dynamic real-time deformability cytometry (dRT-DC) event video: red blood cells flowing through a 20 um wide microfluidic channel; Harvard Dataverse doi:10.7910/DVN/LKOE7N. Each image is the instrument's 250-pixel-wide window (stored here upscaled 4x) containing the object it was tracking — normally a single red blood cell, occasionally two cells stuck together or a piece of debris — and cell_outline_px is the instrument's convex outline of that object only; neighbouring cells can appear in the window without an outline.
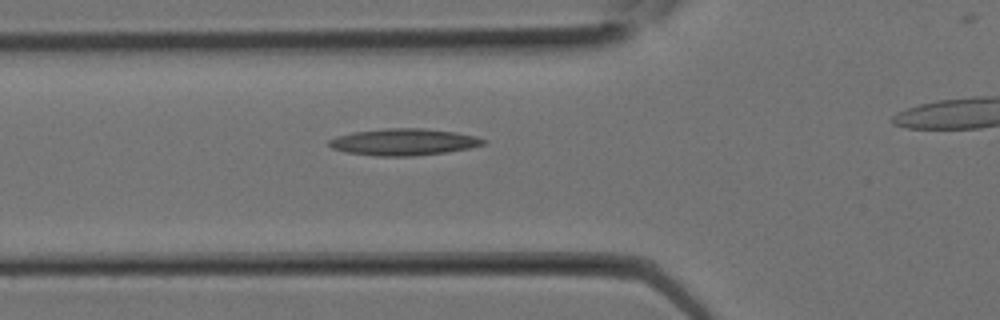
{"species": "Egyptian fruit bat (a non-hibernating species)", "species_latin": "Rousettus aegyptiacus", "temperature_condition": "room temperature", "stored_images_in_passage": 16, "camera_frame_rate_fps": 3000, "um_per_image_px": 0.085, "animal": {"sex": "female"}, "frame": {"image": 1, "passage_image": 4, "time_ms": 1.0, "image_size_px": [1000, 320], "cell_outline_px": [[488, 140], [484, 144], [468, 148], [444, 152], [412, 156], [376, 156], [348, 152], [332, 148], [328, 144], [328, 140], [336, 136], [352, 132], [384, 128], [424, 128], [456, 132], [476, 136]], "centroid_in_image_um": [34.3, 12.06], "position_along_channel_um": 91.5, "area_um2": 23.99}}
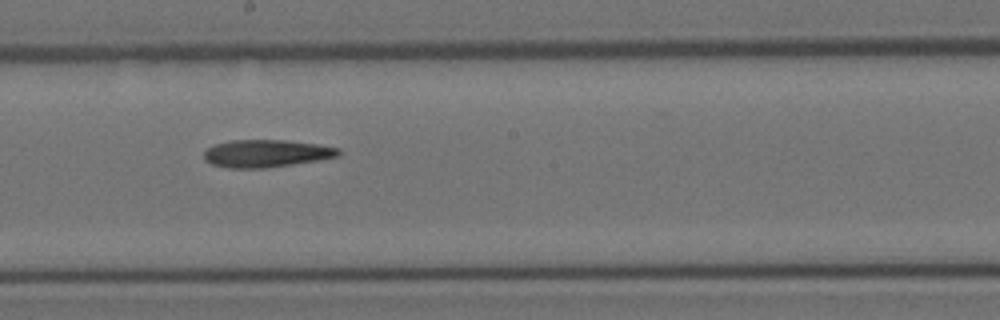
{"frame": {"image": 2, "passage_image": 9, "time_ms": 2.667, "image_size_px": [1000, 320], "cell_outline_px": [[340, 156], [320, 160], [264, 168], [228, 168], [212, 164], [204, 160], [204, 152], [212, 144], [232, 140], [284, 140], [320, 144], [340, 148]], "centroid_in_image_um": [22.64, 13.04], "position_along_channel_um": 225.6, "area_um2": 21.73}}
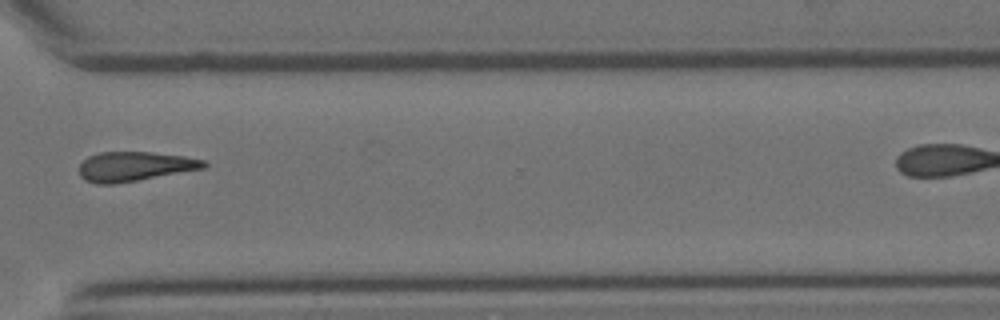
{"frame": {"image": 3, "passage_image": 14, "time_ms": 4.333, "image_size_px": [1000, 320], "cell_outline_px": [[208, 164], [204, 168], [116, 184], [96, 184], [84, 180], [80, 176], [80, 164], [88, 156], [100, 152], [152, 152], [184, 156], [204, 160]], "centroid_in_image_um": [11.42, 14.15], "position_along_channel_um": 359.2, "area_um2": 21.39}}